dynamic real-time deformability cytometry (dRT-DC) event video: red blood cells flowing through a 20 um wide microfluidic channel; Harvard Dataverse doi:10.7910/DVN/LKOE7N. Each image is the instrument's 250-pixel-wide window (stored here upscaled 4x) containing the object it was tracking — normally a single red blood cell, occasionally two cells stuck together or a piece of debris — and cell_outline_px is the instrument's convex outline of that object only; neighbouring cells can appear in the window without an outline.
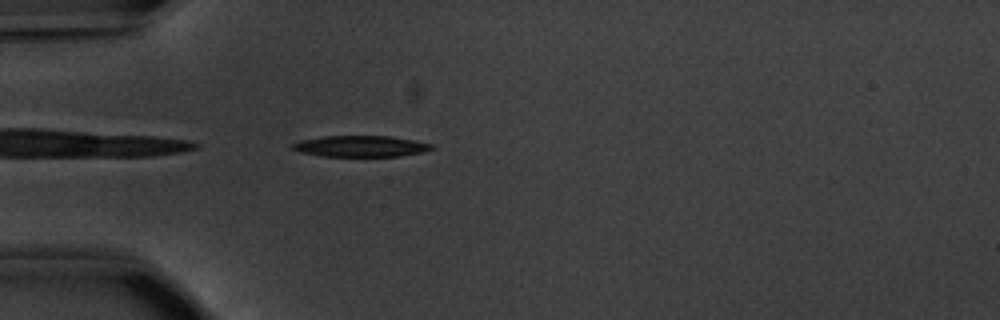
{"species": "common noctule bat (a hibernating species)", "species_latin": "Nyctalus noctula", "temperature_condition": "warm", "stored_images_in_passage": 38, "camera_frame_rate_fps": 3000, "um_per_image_px": 0.085, "animal": {"sex": "male", "body_mass_g": 20.1, "forearm_length_mm": 53.5}, "frame": {"image": 1, "passage_image": 1, "time_ms": 0.0, "image_size_px": [1000, 320], "cell_outline_px": [[436, 148], [424, 152], [400, 156], [320, 156], [300, 152], [288, 148], [288, 144], [300, 140], [324, 136], [392, 136], [416, 140], [432, 144]], "centroid_in_image_um": [30.63, 12.43], "position_along_channel_um": 54.4, "area_um2": 17.51}}
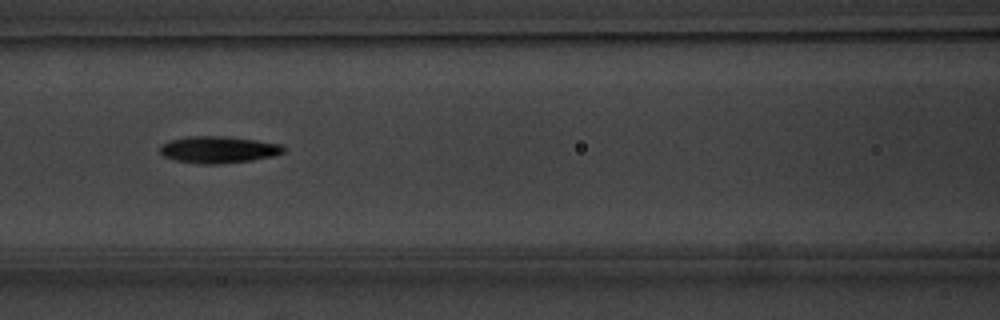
{"frame": {"image": 2, "passage_image": 9, "time_ms": 2.667, "image_size_px": [1000, 320], "cell_outline_px": [[284, 152], [272, 156], [252, 160], [220, 164], [200, 164], [172, 160], [164, 156], [160, 152], [160, 144], [168, 140], [188, 136], [228, 136], [284, 144]], "centroid_in_image_um": [18.54, 12.71], "position_along_channel_um": 148.1, "area_um2": 19.59}}
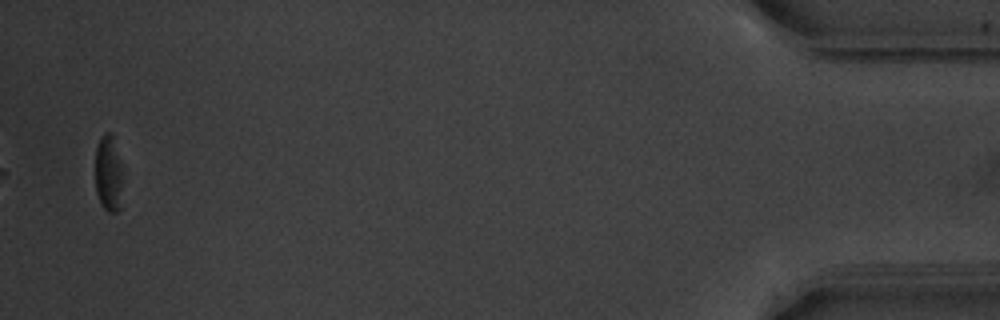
{"frame": {"image": 3, "passage_image": 37, "time_ms": 12.0, "image_size_px": [1000, 320], "cell_outline_px": [[120, 208], [116, 212], [108, 212], [100, 204], [96, 192], [96, 148], [100, 136], [104, 132], [112, 132], [120, 164]], "centroid_in_image_um": [9.18, 14.73], "position_along_channel_um": 426.0, "area_um2": 11.91}, "authors_computed_cell_mechanics": {"area_um2": 18.4382, "velocity_mm_per_s": 3.832, "shape_relaxation_time_tau1_ms": 1.3619, "shape_relaxation_time_tau2_ms": 7.5512, "deformation_change_tau1": 0.1379, "deformation_change_tau2": 0.2305}}